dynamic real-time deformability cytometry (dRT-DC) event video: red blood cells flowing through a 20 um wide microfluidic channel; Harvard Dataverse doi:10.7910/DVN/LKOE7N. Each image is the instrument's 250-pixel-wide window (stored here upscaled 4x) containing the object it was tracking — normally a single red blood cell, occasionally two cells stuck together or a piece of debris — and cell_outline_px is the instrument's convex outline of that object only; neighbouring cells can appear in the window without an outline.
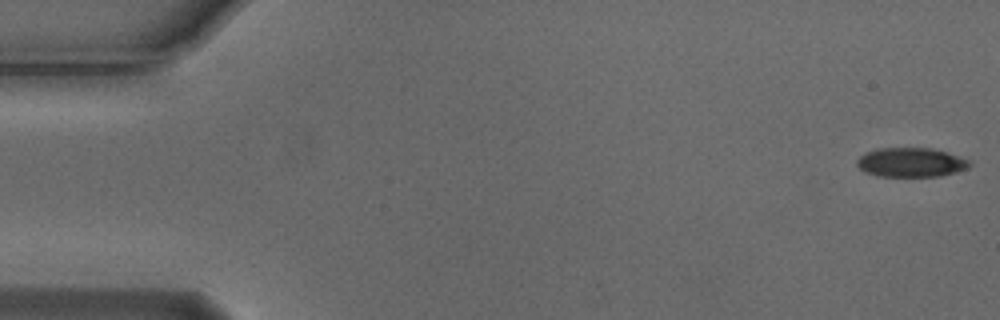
{"species": "Egyptian fruit bat (a non-hibernating species)", "species_latin": "Rousettus aegyptiacus", "temperature_condition": "cold", "stored_images_in_passage": 54, "camera_frame_rate_fps": 3000, "um_per_image_px": 0.085, "animal": {"sex": "male"}, "frame": {"image": 1, "passage_image": 1, "time_ms": 0.0, "image_size_px": [1000, 320], "cell_outline_px": [[972, 164], [968, 168], [956, 172], [940, 176], [880, 176], [868, 172], [860, 168], [856, 164], [856, 160], [860, 156], [868, 152], [880, 148], [932, 148], [948, 152], [972, 160]], "centroid_in_image_um": [77.51, 13.79], "position_along_channel_um": 7.5, "area_um2": 19.19}}
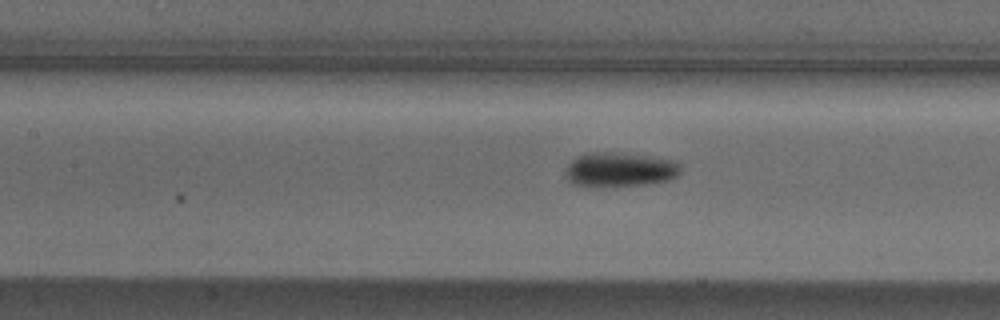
{"frame": {"image": 2, "passage_image": 24, "time_ms": 7.667, "image_size_px": [1000, 320], "cell_outline_px": [[680, 172], [676, 176], [668, 180], [648, 184], [584, 188], [572, 184], [564, 176], [564, 172], [568, 164], [576, 156], [588, 152], [612, 152], [652, 156], [676, 160], [680, 164]], "centroid_in_image_um": [52.62, 14.43], "position_along_channel_um": 154.8, "area_um2": 23.76}}
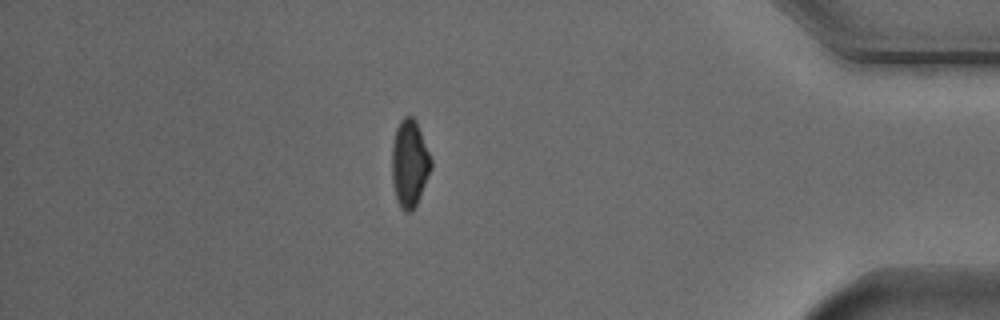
{"frame": {"image": 3, "passage_image": 47, "time_ms": 15.333, "image_size_px": [1000, 320], "cell_outline_px": [[432, 168], [420, 196], [416, 204], [408, 212], [404, 212], [400, 208], [396, 196], [392, 180], [392, 148], [396, 128], [400, 120], [404, 116], [412, 116], [416, 120], [432, 160]], "centroid_in_image_um": [34.81, 13.87], "position_along_channel_um": 400.4, "area_um2": 19.77}, "authors_computed_cell_mechanics": {"area_um2": 20.7213, "velocity_mm_per_s": 3.7559, "shape_relaxation_time_tau1_ms": 3.1646, "shape_relaxation_time_tau2_ms": null, "deformation_change_tau1": 0.11, "deformation_change_tau2": null}}